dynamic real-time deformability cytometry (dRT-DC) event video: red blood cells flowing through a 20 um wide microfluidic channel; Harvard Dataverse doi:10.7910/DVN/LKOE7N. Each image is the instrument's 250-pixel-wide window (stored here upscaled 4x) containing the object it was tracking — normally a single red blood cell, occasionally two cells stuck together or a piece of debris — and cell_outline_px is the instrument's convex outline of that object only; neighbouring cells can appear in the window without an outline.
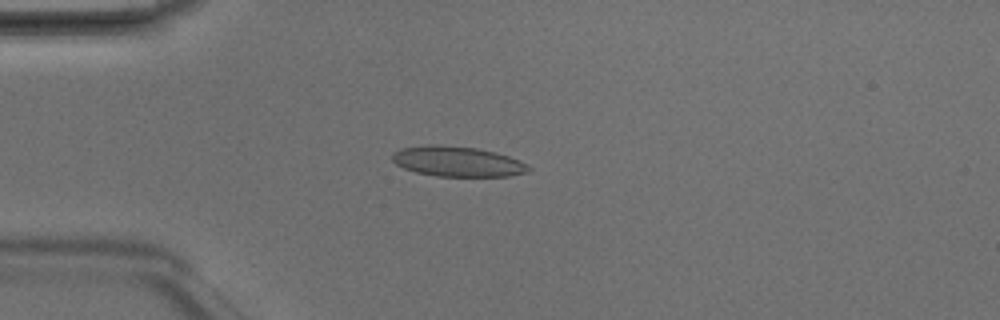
{"species": "Egyptian fruit bat (a non-hibernating species)", "species_latin": "Rousettus aegyptiacus", "temperature_condition": "room temperature", "stored_images_in_passage": 4, "camera_frame_rate_fps": 3000, "um_per_image_px": 0.085, "animal": {"sex": "male"}, "frame": {"image": 1, "passage_image": 3, "time_ms": 0.667, "image_size_px": [1000, 320], "cell_outline_px": [[532, 168], [528, 172], [508, 176], [436, 176], [416, 172], [404, 168], [396, 164], [392, 160], [392, 152], [400, 148], [428, 144], [436, 144], [476, 148], [496, 152], [520, 160], [528, 164]], "centroid_in_image_um": [38.88, 13.72], "position_along_channel_um": 46.1, "area_um2": 24.16}}